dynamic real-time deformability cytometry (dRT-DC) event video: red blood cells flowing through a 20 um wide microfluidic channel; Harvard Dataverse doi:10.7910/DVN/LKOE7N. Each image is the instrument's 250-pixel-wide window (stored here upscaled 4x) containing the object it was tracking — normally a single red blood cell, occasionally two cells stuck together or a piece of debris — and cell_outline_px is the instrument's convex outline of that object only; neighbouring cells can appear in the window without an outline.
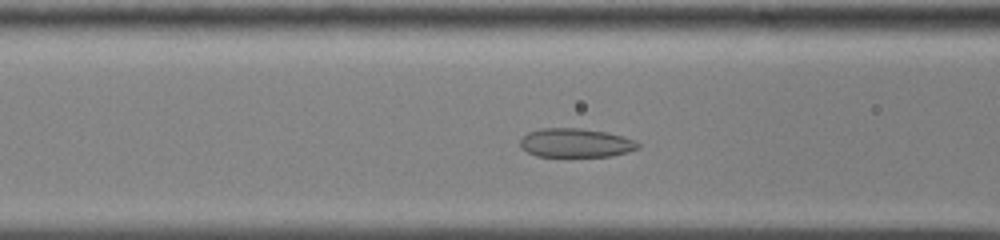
{"species": "common noctule bat (a hibernating species)", "species_latin": "Nyctalus noctula", "temperature_condition": "cold", "stored_images_in_passage": 46, "camera_frame_rate_fps": 3000, "um_per_image_px": 0.085, "animal": {"sex": "male", "body_mass_g": 13.0, "forearm_length_mm": 53.1}, "frame": {"image": 1, "passage_image": 13, "time_ms": 4.0, "image_size_px": [1000, 240], "cell_outline_px": [[640, 148], [628, 152], [612, 156], [536, 156], [528, 152], [520, 144], [520, 140], [528, 132], [540, 128], [580, 128], [608, 132], [636, 140], [640, 144]], "centroid_in_image_um": [48.98, 12.14], "position_along_channel_um": 117.6, "area_um2": 19.88}}
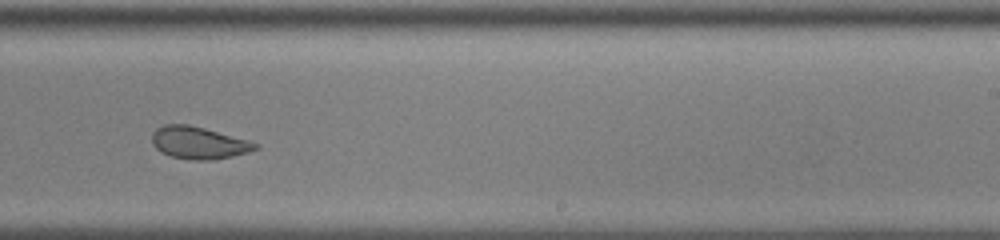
{"frame": {"image": 2, "passage_image": 26, "time_ms": 8.333, "image_size_px": [1000, 240], "cell_outline_px": [[260, 148], [248, 152], [232, 156], [212, 160], [196, 160], [172, 156], [160, 152], [152, 144], [152, 132], [156, 128], [164, 124], [188, 124], [204, 128], [248, 140], [260, 144]], "centroid_in_image_um": [16.88, 12.13], "position_along_channel_um": 272.1, "area_um2": 19.42}}
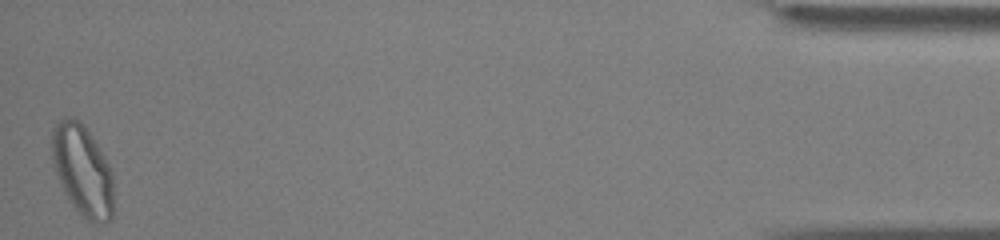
{"frame": {"image": 3, "passage_image": 46, "time_ms": 15.0, "image_size_px": [1000, 240], "cell_outline_px": [[112, 220], [104, 224], [92, 224], [72, 204], [64, 192], [60, 184], [52, 160], [52, 128], [64, 116], [72, 116], [80, 120], [104, 156], [112, 172]], "centroid_in_image_um": [7.01, 14.49], "position_along_channel_um": 428.2, "area_um2": 32.48}, "authors_computed_cell_mechanics": {"area_um2": 21.5305, "velocity_mm_per_s": 3.572, "shape_relaxation_time_tau1_ms": null, "shape_relaxation_time_tau2_ms": 1.8163, "deformation_change_tau1": null, "deformation_change_tau2": 0.0723}}